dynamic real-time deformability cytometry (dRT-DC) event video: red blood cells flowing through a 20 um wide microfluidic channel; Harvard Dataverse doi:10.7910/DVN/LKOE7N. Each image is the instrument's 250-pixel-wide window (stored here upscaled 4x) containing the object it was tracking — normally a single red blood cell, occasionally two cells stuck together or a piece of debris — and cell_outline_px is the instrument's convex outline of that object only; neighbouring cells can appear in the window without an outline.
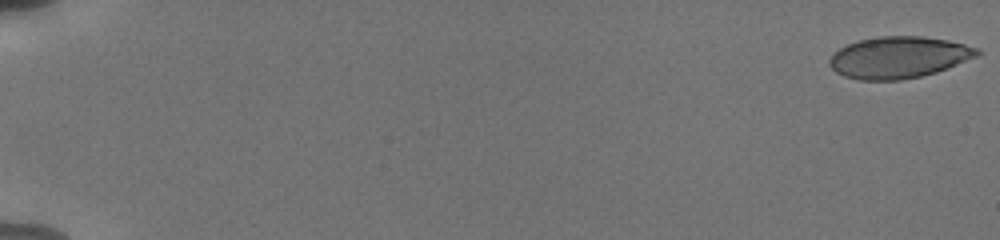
{"species": "human", "species_latin": "Homo sapiens", "temperature_condition": "cold", "stored_images_in_passage": 56, "camera_frame_rate_fps": 3000, "um_per_image_px": 0.085, "donor": {"sex": "male"}, "frame": {"image": 1, "passage_image": 1, "time_ms": 0.0, "image_size_px": [1000, 240], "cell_outline_px": [[980, 52], [976, 56], [936, 72], [920, 76], [900, 80], [860, 80], [844, 76], [836, 72], [828, 64], [828, 60], [840, 48], [848, 44], [860, 40], [876, 36], [920, 36], [948, 40], [980, 48]], "centroid_in_image_um": [76.37, 4.87], "position_along_channel_um": 8.6, "area_um2": 35.55}}
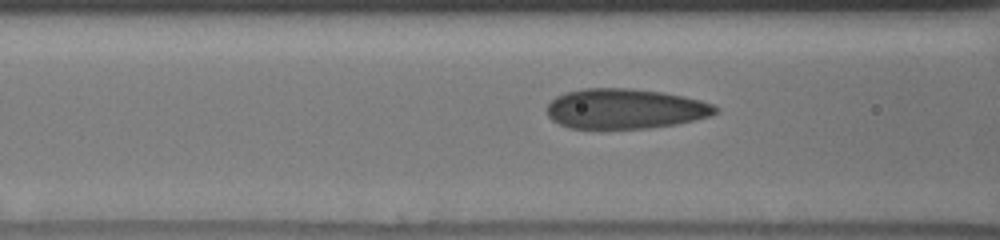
{"frame": {"image": 2, "passage_image": 25, "time_ms": 8.0, "image_size_px": [1000, 240], "cell_outline_px": [[720, 112], [708, 116], [676, 124], [648, 128], [568, 128], [552, 120], [548, 116], [548, 104], [556, 96], [564, 92], [584, 88], [628, 88], [660, 92], [684, 96], [700, 100], [712, 104], [720, 108]], "centroid_in_image_um": [53.13, 9.24], "position_along_channel_um": 113.5, "area_um2": 39.25}}
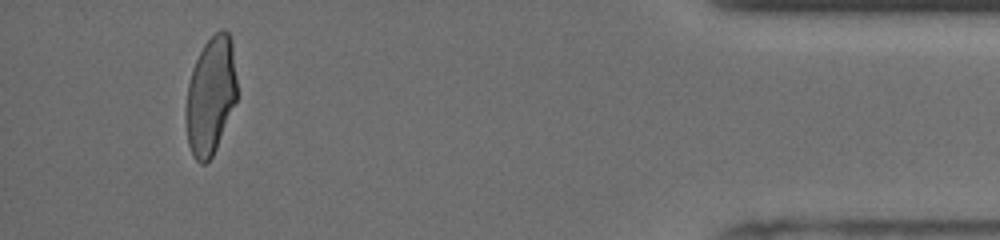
{"frame": {"image": 3, "passage_image": 53, "time_ms": 17.333, "image_size_px": [1000, 240], "cell_outline_px": [[236, 100], [216, 148], [212, 156], [204, 164], [200, 164], [192, 156], [188, 144], [184, 120], [184, 112], [188, 84], [192, 68], [204, 44], [220, 28], [224, 28], [228, 32], [232, 40], [236, 76]], "centroid_in_image_um": [17.88, 8.13], "position_along_channel_um": 417.3, "area_um2": 35.26}}